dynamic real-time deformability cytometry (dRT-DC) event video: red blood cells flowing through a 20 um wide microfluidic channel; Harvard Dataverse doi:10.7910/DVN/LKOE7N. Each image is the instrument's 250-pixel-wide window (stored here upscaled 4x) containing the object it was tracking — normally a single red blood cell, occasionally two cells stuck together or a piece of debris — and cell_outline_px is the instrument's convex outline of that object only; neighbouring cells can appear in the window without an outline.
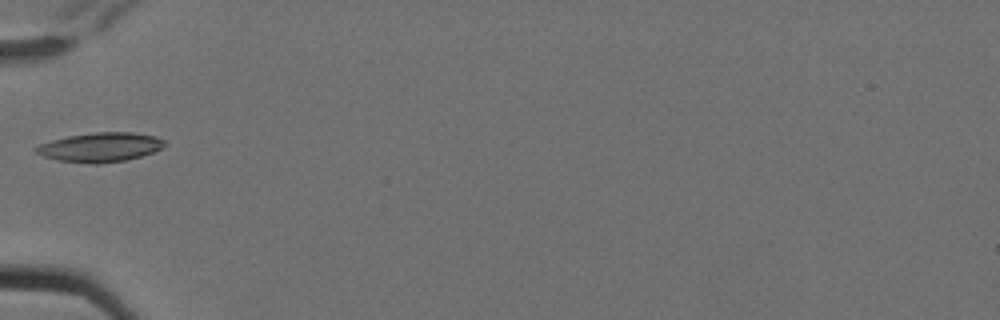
{"species": "Egyptian fruit bat (a non-hibernating species)", "species_latin": "Rousettus aegyptiacus", "temperature_condition": "cold", "stored_images_in_passage": 6, "camera_frame_rate_fps": 3000, "um_per_image_px": 0.085, "animal": {"sex": "female"}, "frame": {"image": 1, "passage_image": 6, "time_ms": 1.667, "image_size_px": [1000, 320], "cell_outline_px": [[168, 144], [152, 152], [140, 156], [124, 160], [100, 164], [96, 164], [56, 160], [44, 156], [36, 152], [32, 148], [40, 144], [52, 140], [68, 136], [96, 132], [132, 132], [156, 136], [164, 140]], "centroid_in_image_um": [8.52, 12.51], "position_along_channel_um": 76.5, "area_um2": 21.85}}